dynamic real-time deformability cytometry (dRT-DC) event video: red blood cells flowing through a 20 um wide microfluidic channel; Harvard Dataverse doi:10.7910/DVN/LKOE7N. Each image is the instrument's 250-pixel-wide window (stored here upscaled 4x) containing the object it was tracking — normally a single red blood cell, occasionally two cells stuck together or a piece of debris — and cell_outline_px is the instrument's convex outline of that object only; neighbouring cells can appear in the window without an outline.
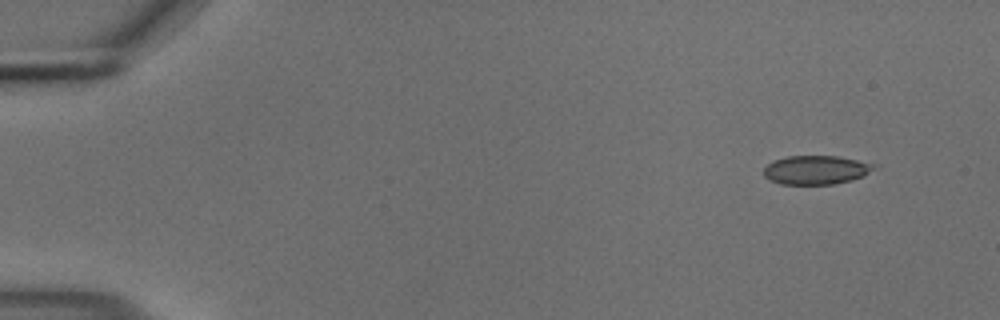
{"species": "common noctule bat (a hibernating species)", "species_latin": "Nyctalus noctula", "temperature_condition": "cold", "stored_images_in_passage": 9, "camera_frame_rate_fps": 3000, "um_per_image_px": 0.085, "animal": {"sex": "male", "body_mass_g": 18.8}, "frame": {"image": 1, "passage_image": 1, "time_ms": 0.0, "image_size_px": [1000, 320], "cell_outline_px": [[880, 168], [864, 176], [852, 180], [832, 184], [780, 184], [764, 176], [764, 168], [772, 160], [788, 156], [836, 156], [876, 164]], "centroid_in_image_um": [69.42, 14.44], "position_along_channel_um": 15.6, "area_um2": 18.67}}